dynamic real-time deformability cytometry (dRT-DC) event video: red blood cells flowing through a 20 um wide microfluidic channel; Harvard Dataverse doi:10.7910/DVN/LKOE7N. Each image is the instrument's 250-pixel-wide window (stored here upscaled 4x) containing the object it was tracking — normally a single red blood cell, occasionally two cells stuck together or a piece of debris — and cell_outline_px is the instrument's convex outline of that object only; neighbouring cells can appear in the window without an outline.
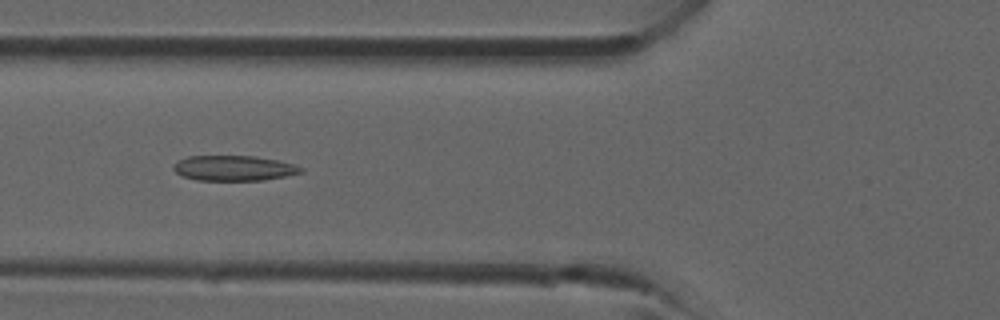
{"species": "common noctule bat (a hibernating species)", "species_latin": "Nyctalus noctula", "temperature_condition": "room temperature", "stored_images_in_passage": 37, "camera_frame_rate_fps": 3000, "um_per_image_px": 0.085, "animal": {"sex": "male", "forearm_length_mm": 52.5}, "frame": {"image": 1, "passage_image": 15, "time_ms": 4.667, "image_size_px": [1000, 320], "cell_outline_px": [[304, 172], [264, 180], [196, 180], [180, 176], [172, 168], [172, 164], [188, 156], [256, 156], [276, 160], [292, 164], [304, 168]], "centroid_in_image_um": [19.84, 14.29], "position_along_channel_um": 106.0, "area_um2": 18.73}}
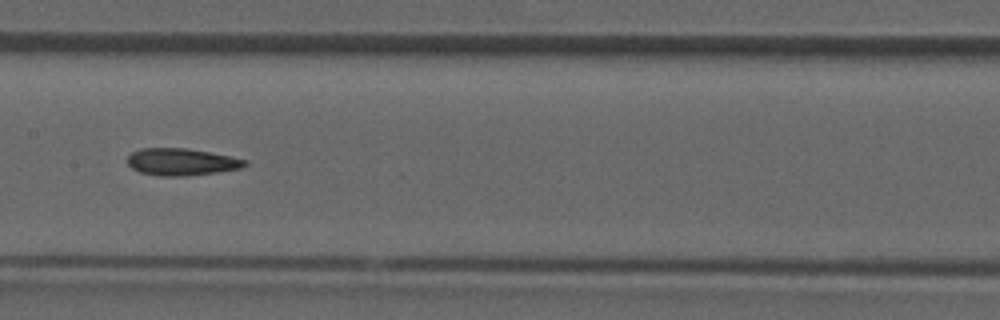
{"frame": {"image": 2, "passage_image": 20, "time_ms": 6.333, "image_size_px": [1000, 320], "cell_outline_px": [[248, 164], [244, 168], [216, 172], [184, 176], [160, 176], [140, 172], [132, 168], [128, 164], [128, 156], [132, 152], [140, 148], [184, 148], [208, 152], [248, 160]], "centroid_in_image_um": [15.43, 13.76], "position_along_channel_um": 192.0, "area_um2": 18.44}}
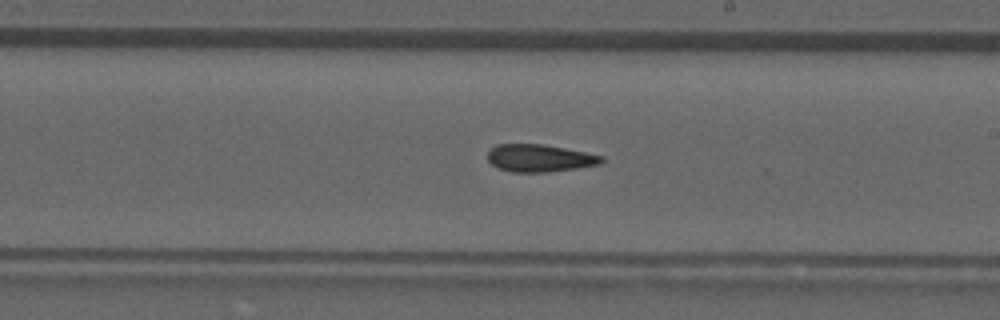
{"frame": {"image": 3, "passage_image": 23, "time_ms": 7.333, "image_size_px": [1000, 320], "cell_outline_px": [[604, 160], [600, 164], [576, 168], [548, 172], [512, 172], [500, 168], [492, 164], [488, 160], [488, 152], [496, 144], [540, 144], [564, 148], [604, 156]], "centroid_in_image_um": [45.87, 13.44], "position_along_channel_um": 243.1, "area_um2": 18.03}}